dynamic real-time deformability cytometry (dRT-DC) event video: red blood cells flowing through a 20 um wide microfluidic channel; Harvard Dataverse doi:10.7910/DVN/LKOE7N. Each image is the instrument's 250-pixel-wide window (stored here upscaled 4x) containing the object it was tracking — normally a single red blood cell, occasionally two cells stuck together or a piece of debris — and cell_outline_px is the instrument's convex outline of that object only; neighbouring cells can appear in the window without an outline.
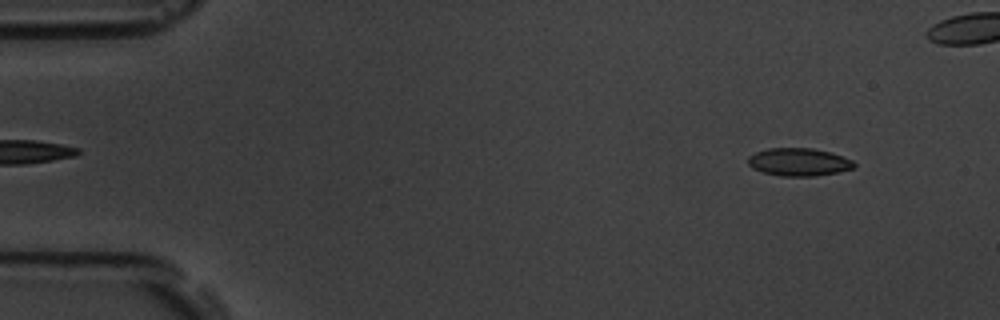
{"species": "common noctule bat (a hibernating species)", "species_latin": "Nyctalus noctula", "temperature_condition": "room temperature", "stored_images_in_passage": 5, "camera_frame_rate_fps": 3000, "um_per_image_px": 0.085, "animal": {"sex": "male", "body_mass_g": 19.5, "forearm_length_mm": 54.6}, "frame": {"image": 1, "passage_image": 1, "time_ms": 0.0, "image_size_px": [1000, 320], "cell_outline_px": [[856, 168], [840, 172], [812, 176], [780, 176], [764, 172], [752, 168], [748, 164], [748, 156], [756, 152], [768, 148], [812, 148], [828, 152], [852, 160], [856, 164]], "centroid_in_image_um": [67.9, 13.78], "position_along_channel_um": 17.1, "area_um2": 17.17}}